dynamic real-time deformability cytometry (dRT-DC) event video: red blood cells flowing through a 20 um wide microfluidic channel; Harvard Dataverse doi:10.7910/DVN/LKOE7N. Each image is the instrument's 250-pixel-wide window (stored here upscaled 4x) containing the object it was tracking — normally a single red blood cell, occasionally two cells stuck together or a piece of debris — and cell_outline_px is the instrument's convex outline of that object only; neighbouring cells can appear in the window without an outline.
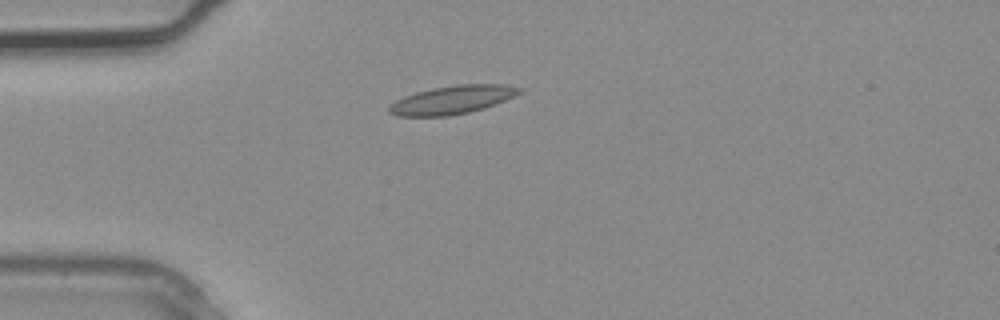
{"species": "common noctule bat (a hibernating species)", "species_latin": "Nyctalus noctula", "temperature_condition": "warm", "stored_images_in_passage": 2, "camera_frame_rate_fps": 3000, "um_per_image_px": 0.085, "animal": {"sex": "male", "body_mass_g": 20.4}, "frame": {"image": 1, "passage_image": 2, "time_ms": 0.333, "image_size_px": [1000, 320], "cell_outline_px": [[524, 92], [496, 104], [484, 108], [468, 112], [448, 116], [396, 116], [388, 112], [388, 108], [396, 100], [404, 96], [416, 92], [432, 88], [460, 84], [500, 84], [524, 88]], "centroid_in_image_um": [38.47, 8.48], "position_along_channel_um": 46.5, "area_um2": 21.56}}